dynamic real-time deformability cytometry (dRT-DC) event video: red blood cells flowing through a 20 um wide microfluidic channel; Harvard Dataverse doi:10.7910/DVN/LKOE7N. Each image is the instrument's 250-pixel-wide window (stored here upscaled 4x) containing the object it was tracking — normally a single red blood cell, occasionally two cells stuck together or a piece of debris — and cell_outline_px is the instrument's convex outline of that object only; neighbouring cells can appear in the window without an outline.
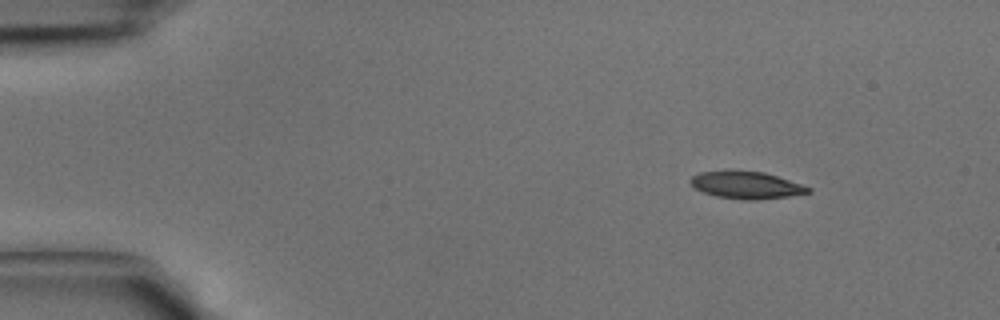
{"species": "common noctule bat (a hibernating species)", "species_latin": "Nyctalus noctula", "temperature_condition": "cold", "stored_images_in_passage": 38, "camera_frame_rate_fps": 3000, "um_per_image_px": 0.085, "animal": {"sex": "male", "body_mass_g": 15.6}, "frame": {"image": 1, "passage_image": 1, "time_ms": 0.0, "image_size_px": [1000, 320], "cell_outline_px": [[812, 192], [788, 196], [756, 200], [748, 200], [716, 196], [704, 192], [696, 188], [688, 180], [692, 176], [700, 172], [724, 168], [728, 168], [764, 172], [812, 188]], "centroid_in_image_um": [63.39, 15.69], "position_along_channel_um": 21.6, "area_um2": 19.02}}
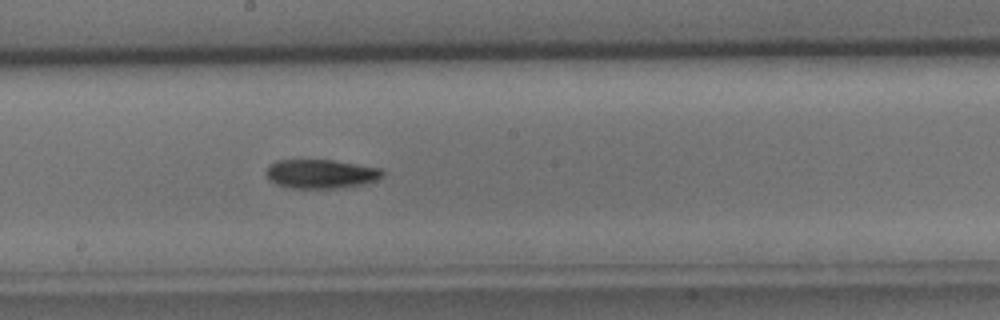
{"frame": {"image": 2, "passage_image": 19, "time_ms": 6.0, "image_size_px": [1000, 320], "cell_outline_px": [[384, 176], [376, 180], [364, 184], [340, 188], [292, 188], [276, 184], [264, 172], [268, 164], [276, 160], [332, 160], [380, 168], [384, 172]], "centroid_in_image_um": [27.27, 14.78], "position_along_channel_um": 220.9, "area_um2": 19.71}}
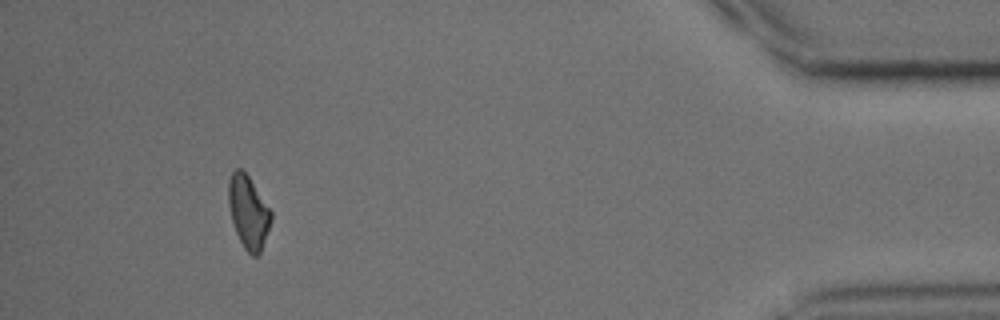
{"frame": {"image": 3, "passage_image": 35, "time_ms": 11.333, "image_size_px": [1000, 320], "cell_outline_px": [[272, 220], [260, 252], [256, 256], [252, 256], [244, 248], [236, 232], [232, 220], [228, 204], [228, 180], [232, 172], [236, 168], [240, 168], [248, 176], [272, 212]], "centroid_in_image_um": [21.1, 18.02], "position_along_channel_um": 414.1, "area_um2": 17.86}}